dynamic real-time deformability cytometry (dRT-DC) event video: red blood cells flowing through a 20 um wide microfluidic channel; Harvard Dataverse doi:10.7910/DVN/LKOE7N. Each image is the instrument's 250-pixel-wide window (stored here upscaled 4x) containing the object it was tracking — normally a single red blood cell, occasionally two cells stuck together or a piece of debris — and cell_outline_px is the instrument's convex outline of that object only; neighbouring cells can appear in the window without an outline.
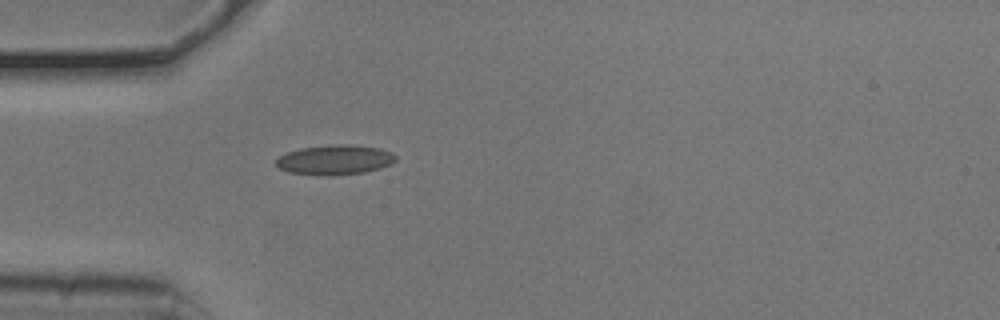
{"species": "common noctule bat (a hibernating species)", "species_latin": "Nyctalus noctula", "temperature_condition": "cold", "stored_images_in_passage": 39, "camera_frame_rate_fps": 3000, "um_per_image_px": 0.085, "animal": {"sex": "male", "body_mass_g": 20.5, "forearm_length_mm": 52.5}, "frame": {"image": 1, "passage_image": 1, "time_ms": 0.0, "image_size_px": [1000, 320], "cell_outline_px": [[396, 160], [380, 168], [364, 172], [324, 176], [320, 176], [288, 172], [280, 168], [276, 164], [276, 160], [280, 156], [288, 152], [300, 148], [336, 144], [348, 144], [380, 148], [392, 152], [396, 156]], "centroid_in_image_um": [28.46, 13.58], "position_along_channel_um": 56.5, "area_um2": 20.69}}
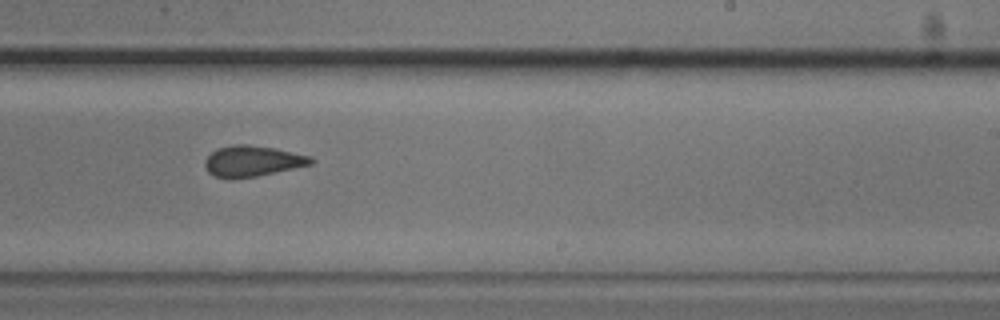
{"frame": {"image": 2, "passage_image": 18, "time_ms": 5.667, "image_size_px": [1000, 320], "cell_outline_px": [[316, 160], [312, 164], [256, 176], [216, 176], [208, 172], [204, 164], [204, 160], [216, 148], [232, 144], [248, 144], [276, 148], [312, 156]], "centroid_in_image_um": [21.5, 13.64], "position_along_channel_um": 267.5, "area_um2": 18.73}}
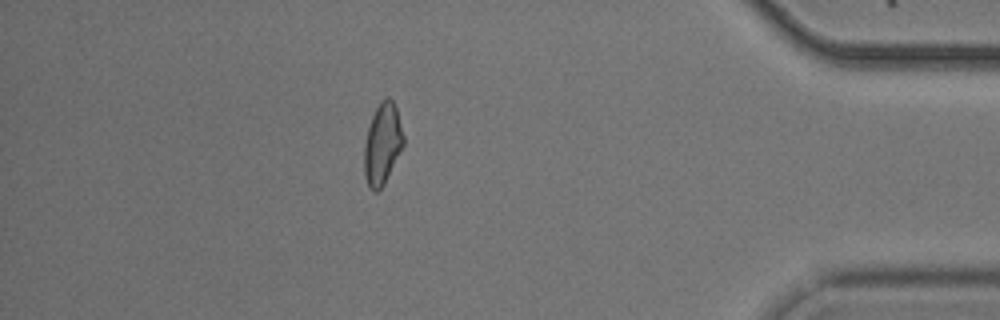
{"frame": {"image": 3, "passage_image": 32, "time_ms": 10.333, "image_size_px": [1000, 320], "cell_outline_px": [[404, 144], [384, 184], [376, 192], [368, 188], [364, 176], [364, 144], [368, 128], [372, 116], [380, 100], [384, 96], [388, 96], [392, 100], [396, 108], [404, 136]], "centroid_in_image_um": [32.49, 12.23], "position_along_channel_um": 402.7, "area_um2": 18.61}, "authors_computed_cell_mechanics": {"area_um2": 19.074, "velocity_mm_per_s": 3.7971, "shape_relaxation_time_tau1_ms": 4.4959, "shape_relaxation_time_tau2_ms": 1.844, "deformation_change_tau1": 0.0866, "deformation_change_tau2": 0.0888}}